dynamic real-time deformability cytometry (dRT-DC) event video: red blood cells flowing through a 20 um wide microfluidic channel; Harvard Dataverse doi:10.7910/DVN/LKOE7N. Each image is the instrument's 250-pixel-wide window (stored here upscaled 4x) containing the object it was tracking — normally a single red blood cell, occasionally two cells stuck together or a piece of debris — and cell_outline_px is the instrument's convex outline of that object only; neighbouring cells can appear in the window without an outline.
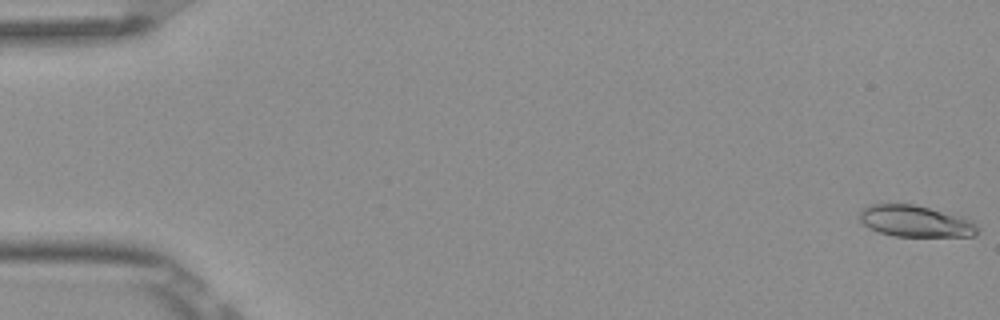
{"species": "Egyptian fruit bat (a non-hibernating species)", "species_latin": "Rousettus aegyptiacus", "temperature_condition": "room temperature", "stored_images_in_passage": 6, "camera_frame_rate_fps": 3000, "um_per_image_px": 0.085, "frame": {"image": 1, "passage_image": 1, "time_ms": 0.0, "image_size_px": [1000, 320], "cell_outline_px": [[980, 232], [976, 236], [896, 236], [880, 232], [864, 224], [860, 220], [860, 212], [864, 208], [872, 204], [916, 204], [964, 216], [972, 220], [980, 228]], "centroid_in_image_um": [77.92, 18.79], "position_along_channel_um": 7.1, "area_um2": 21.79}}
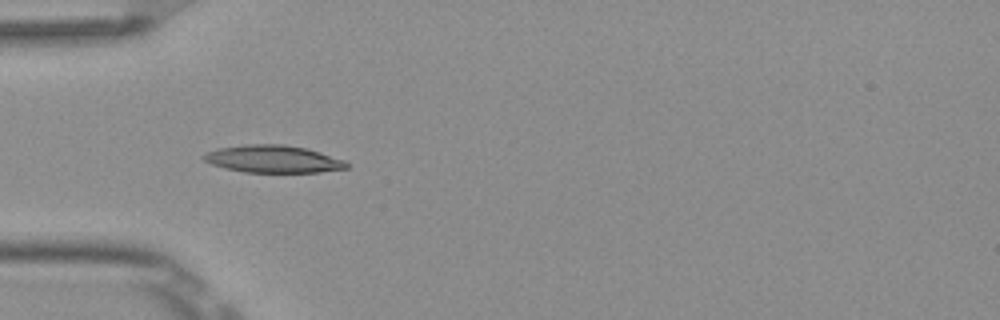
{"frame": {"image": 2, "passage_image": 5, "time_ms": 1.333, "image_size_px": [1000, 320], "cell_outline_px": [[348, 168], [320, 172], [244, 172], [224, 168], [212, 164], [204, 160], [200, 156], [204, 152], [216, 148], [244, 144], [284, 144], [308, 148], [344, 160], [348, 164]], "centroid_in_image_um": [23.17, 13.5], "position_along_channel_um": 61.8, "area_um2": 23.06}}
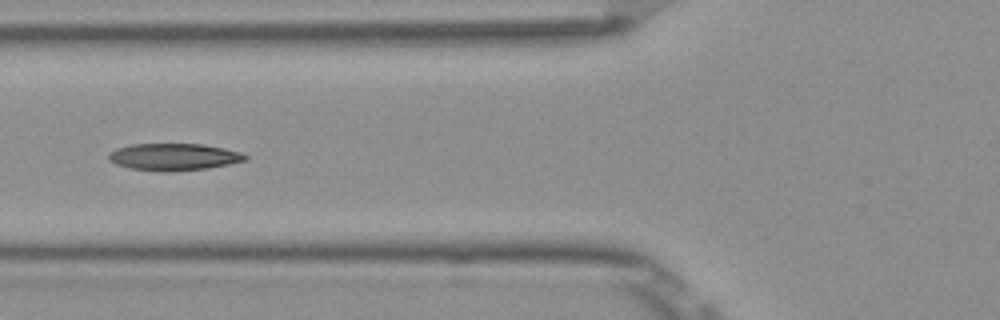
{"frame": {"image": 3, "passage_image": 6, "time_ms": 1.667, "image_size_px": [1000, 320], "cell_outline_px": [[248, 160], [208, 168], [160, 172], [132, 168], [116, 164], [108, 160], [108, 152], [116, 148], [132, 144], [204, 144], [224, 148], [240, 152], [248, 156]], "centroid_in_image_um": [14.76, 13.33], "position_along_channel_um": 111.0, "area_um2": 21.5}}